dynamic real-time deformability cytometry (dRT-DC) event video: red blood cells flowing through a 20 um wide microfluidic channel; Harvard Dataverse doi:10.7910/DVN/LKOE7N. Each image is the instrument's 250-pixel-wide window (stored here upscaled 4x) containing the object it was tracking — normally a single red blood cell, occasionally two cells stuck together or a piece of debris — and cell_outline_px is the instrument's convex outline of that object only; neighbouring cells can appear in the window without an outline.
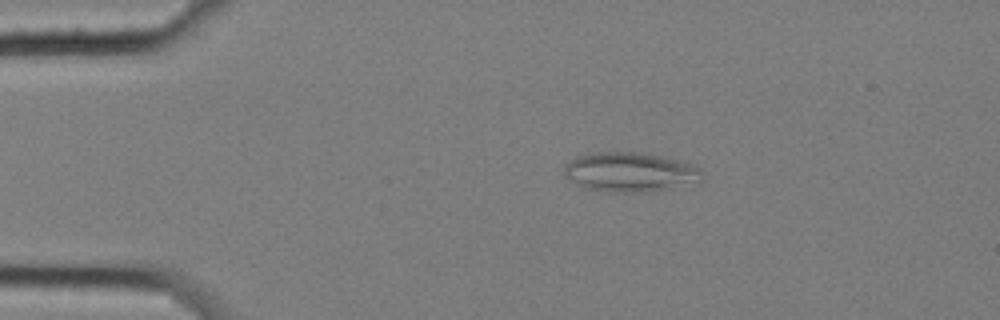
{"species": "common noctule bat (a hibernating species)", "species_latin": "Nyctalus noctula", "temperature_condition": "cold", "stored_images_in_passage": 4, "camera_frame_rate_fps": 3000, "um_per_image_px": 0.085, "animal": {"sex": "female", "body_mass_g": 25.1}, "frame": {"image": 1, "passage_image": 3, "time_ms": 0.667, "image_size_px": [1000, 320], "cell_outline_px": [[700, 172], [696, 180], [672, 188], [644, 192], [608, 192], [584, 188], [576, 184], [564, 176], [564, 164], [576, 156], [592, 152], [636, 152], [660, 156], [680, 160], [700, 168]], "centroid_in_image_um": [53.43, 14.62], "position_along_channel_um": 31.6, "area_um2": 31.44}}